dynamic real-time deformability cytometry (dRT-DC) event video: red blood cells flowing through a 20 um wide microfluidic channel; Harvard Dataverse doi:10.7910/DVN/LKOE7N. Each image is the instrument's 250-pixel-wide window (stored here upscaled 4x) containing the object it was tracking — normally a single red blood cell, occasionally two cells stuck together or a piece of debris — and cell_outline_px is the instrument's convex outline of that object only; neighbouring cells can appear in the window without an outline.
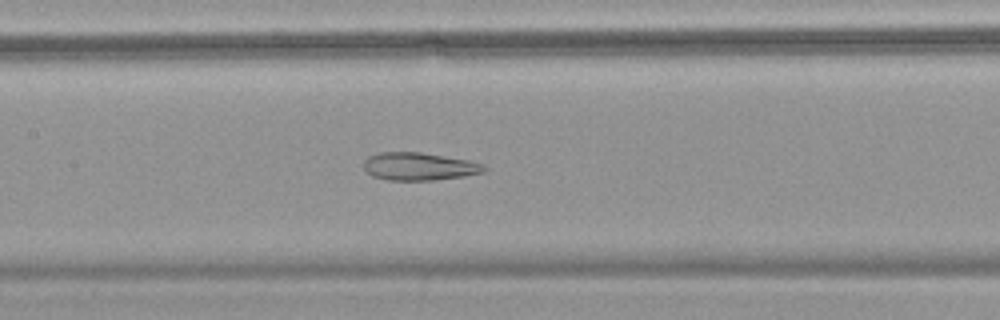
{"species": "common noctule bat (a hibernating species)", "species_latin": "Nyctalus noctula", "temperature_condition": "warm", "stored_images_in_passage": 58, "camera_frame_rate_fps": 3000, "um_per_image_px": 0.085, "animal": {"sex": "female", "body_mass_g": 18.4}, "frame": {"image": 1, "passage_image": 29, "time_ms": 9.333, "image_size_px": [1000, 320], "cell_outline_px": [[488, 168], [484, 172], [464, 176], [436, 180], [388, 180], [372, 176], [364, 168], [364, 160], [368, 156], [380, 152], [420, 152], [468, 160], [484, 164]], "centroid_in_image_um": [35.63, 14.15], "position_along_channel_um": 171.8, "area_um2": 19.54}}
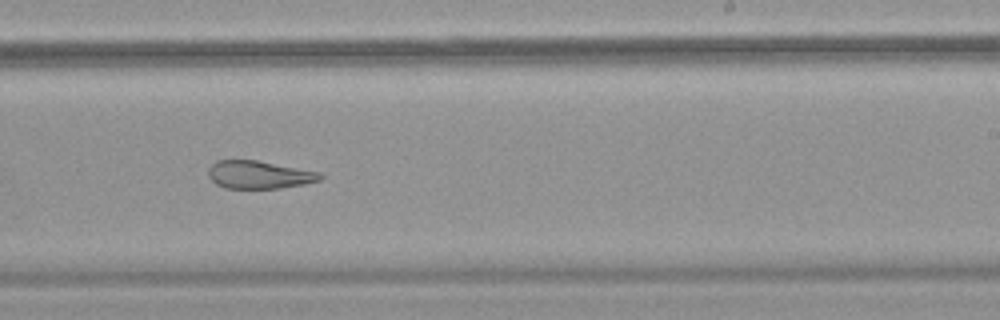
{"frame": {"image": 2, "passage_image": 37, "time_ms": 12.0, "image_size_px": [1000, 320], "cell_outline_px": [[324, 176], [320, 180], [304, 184], [280, 188], [224, 188], [216, 184], [208, 176], [208, 168], [216, 160], [256, 160], [320, 172]], "centroid_in_image_um": [22.01, 14.85], "position_along_channel_um": 267.0, "area_um2": 18.15}}
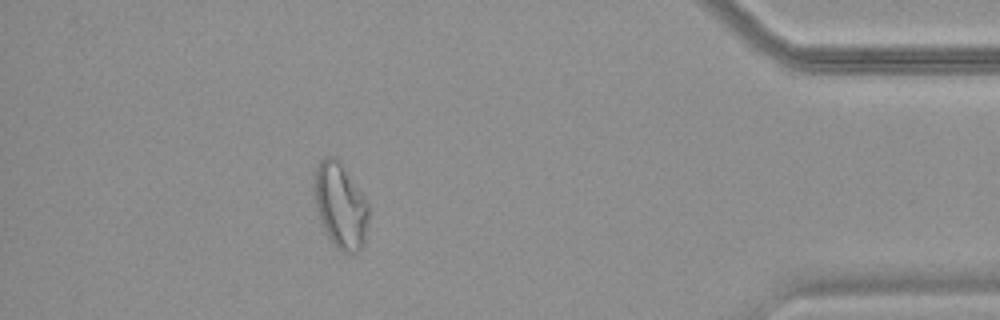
{"frame": {"image": 3, "passage_image": 52, "time_ms": 17.0, "image_size_px": [1000, 320], "cell_outline_px": [[368, 220], [364, 244], [356, 252], [340, 252], [332, 244], [320, 220], [312, 188], [312, 172], [320, 160], [324, 156], [336, 156], [340, 160], [368, 200]], "centroid_in_image_um": [28.91, 17.4], "position_along_channel_um": 406.3, "area_um2": 27.74}, "authors_computed_cell_mechanics": {"area_um2": 26.7903, "velocity_mm_per_s": 3.5965, "shape_relaxation_time_tau1_ms": null, "shape_relaxation_time_tau2_ms": 2.9853, "deformation_change_tau1": null, "deformation_change_tau2": 0.1159}}